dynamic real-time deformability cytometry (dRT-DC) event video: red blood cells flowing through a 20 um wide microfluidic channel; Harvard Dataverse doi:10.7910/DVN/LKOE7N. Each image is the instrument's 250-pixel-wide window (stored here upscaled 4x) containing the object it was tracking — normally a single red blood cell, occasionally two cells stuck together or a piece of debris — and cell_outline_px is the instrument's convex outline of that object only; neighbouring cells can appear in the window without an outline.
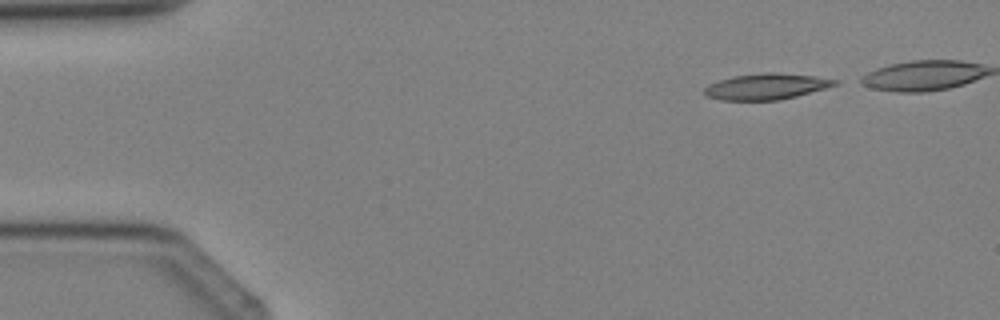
{"species": "Egyptian fruit bat (a non-hibernating species)", "species_latin": "Rousettus aegyptiacus", "temperature_condition": "cold", "stored_images_in_passage": 5, "segment_of_instrument_passage": [1, 2], "camera_frame_rate_fps": 3000, "um_per_image_px": 0.085, "animal": {"sex": "female"}, "frame": {"image": 1, "passage_image": 1, "time_ms": 0.0, "image_size_px": [1000, 320], "cell_outline_px": [[840, 84], [796, 96], [780, 100], [720, 100], [708, 96], [704, 92], [704, 88], [708, 84], [732, 76], [764, 72], [780, 72], [812, 76], [840, 80]], "centroid_in_image_um": [65.16, 7.34], "position_along_channel_um": 19.8, "area_um2": 19.83}}
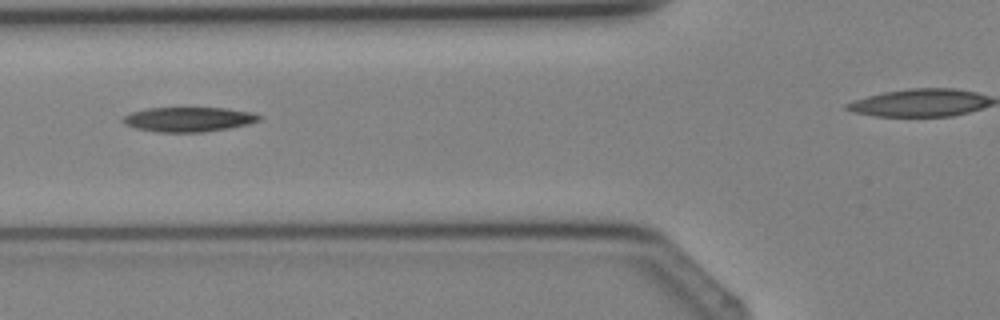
{"frame": {"image": 2, "passage_image": 4, "time_ms": 3.333, "image_size_px": [1000, 320], "cell_outline_px": [[260, 120], [248, 124], [228, 128], [204, 132], [160, 132], [136, 128], [124, 124], [120, 120], [124, 116], [132, 112], [148, 108], [224, 108], [252, 112], [260, 116]], "centroid_in_image_um": [16.01, 10.14], "position_along_channel_um": 109.8, "area_um2": 19.42}}